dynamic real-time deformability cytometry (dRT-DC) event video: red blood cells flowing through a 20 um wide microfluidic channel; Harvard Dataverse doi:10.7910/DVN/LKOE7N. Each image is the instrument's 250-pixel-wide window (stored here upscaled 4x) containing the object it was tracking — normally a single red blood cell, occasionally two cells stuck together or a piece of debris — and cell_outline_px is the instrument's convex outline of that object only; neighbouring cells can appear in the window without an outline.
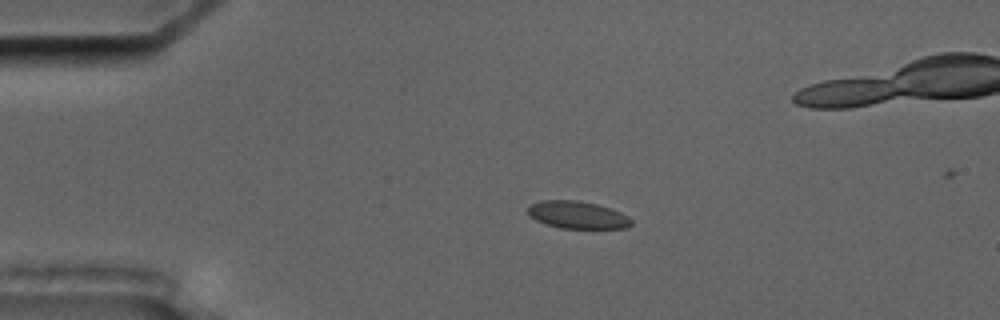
{"species": "common noctule bat (a hibernating species)", "species_latin": "Nyctalus noctula", "temperature_condition": "cold", "stored_images_in_passage": 5, "camera_frame_rate_fps": 3000, "um_per_image_px": 0.085, "animal": {"sex": "male", "body_mass_g": 17.5, "forearm_length_mm": 52.3}, "frame": {"image": 1, "passage_image": 3, "time_ms": 2.333, "image_size_px": [1000, 320], "cell_outline_px": [[632, 224], [628, 228], [560, 228], [536, 220], [528, 212], [528, 204], [540, 200], [576, 200], [596, 204], [620, 212], [628, 216], [632, 220]], "centroid_in_image_um": [49.08, 18.26], "position_along_channel_um": 35.9, "area_um2": 16.42}}